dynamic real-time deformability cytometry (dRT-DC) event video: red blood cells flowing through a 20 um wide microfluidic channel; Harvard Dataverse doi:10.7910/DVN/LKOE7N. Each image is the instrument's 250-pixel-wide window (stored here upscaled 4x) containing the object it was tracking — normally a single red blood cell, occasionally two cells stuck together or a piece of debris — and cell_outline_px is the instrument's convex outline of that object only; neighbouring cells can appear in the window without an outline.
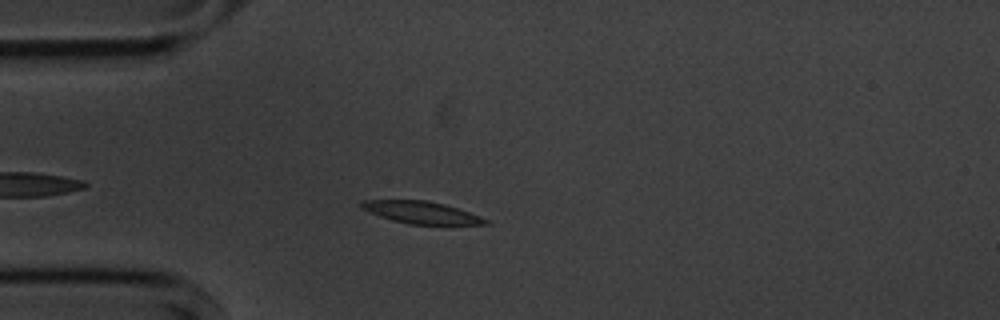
{"species": "common noctule bat (a hibernating species)", "species_latin": "Nyctalus noctula", "temperature_condition": "cold", "stored_images_in_passage": 30, "segment_of_instrument_passage": [1, 2], "camera_frame_rate_fps": 3000, "um_per_image_px": 0.085, "animal": {"sex": "male", "body_mass_g": 20.1, "forearm_length_mm": 53.5}, "frame": {"image": 1, "passage_image": 7, "time_ms": 2.0, "image_size_px": [1000, 320], "cell_outline_px": [[488, 224], [408, 224], [392, 220], [380, 216], [360, 208], [360, 204], [364, 200], [428, 200], [444, 204], [480, 216], [488, 220]], "centroid_in_image_um": [35.78, 18.05], "position_along_channel_um": 49.2, "area_um2": 15.78}}
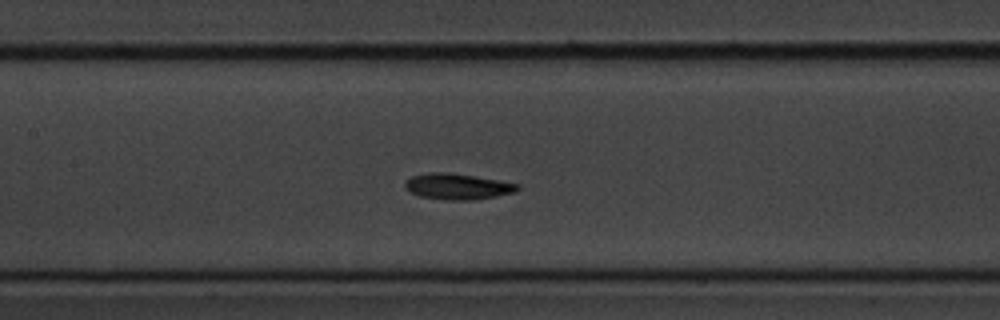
{"frame": {"image": 2, "passage_image": 18, "time_ms": 5.667, "image_size_px": [1000, 320], "cell_outline_px": [[520, 188], [516, 192], [496, 196], [472, 200], [448, 200], [420, 196], [404, 188], [404, 184], [412, 176], [428, 172], [448, 172], [500, 180], [520, 184]], "centroid_in_image_um": [38.92, 15.84], "position_along_channel_um": 168.5, "area_um2": 16.99}}
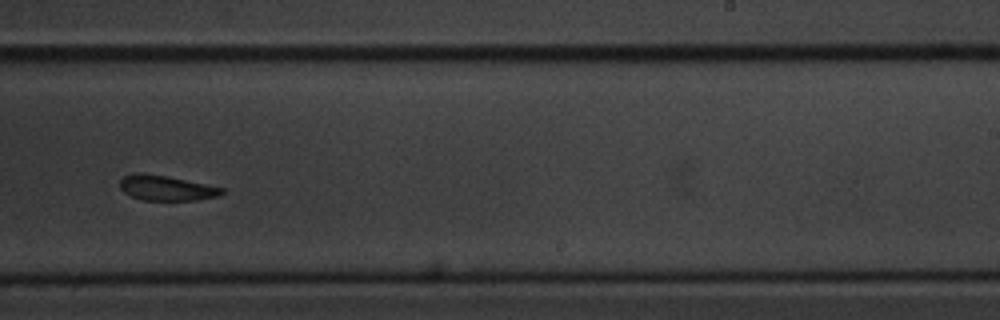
{"frame": {"image": 3, "passage_image": 27, "time_ms": 8.667, "image_size_px": [1000, 320], "cell_outline_px": [[224, 192], [216, 196], [196, 200], [144, 200], [132, 196], [124, 192], [120, 188], [120, 180], [124, 176], [132, 172], [144, 172], [168, 176], [224, 188]], "centroid_in_image_um": [14.09, 15.96], "position_along_channel_um": 274.9, "area_um2": 14.91}}